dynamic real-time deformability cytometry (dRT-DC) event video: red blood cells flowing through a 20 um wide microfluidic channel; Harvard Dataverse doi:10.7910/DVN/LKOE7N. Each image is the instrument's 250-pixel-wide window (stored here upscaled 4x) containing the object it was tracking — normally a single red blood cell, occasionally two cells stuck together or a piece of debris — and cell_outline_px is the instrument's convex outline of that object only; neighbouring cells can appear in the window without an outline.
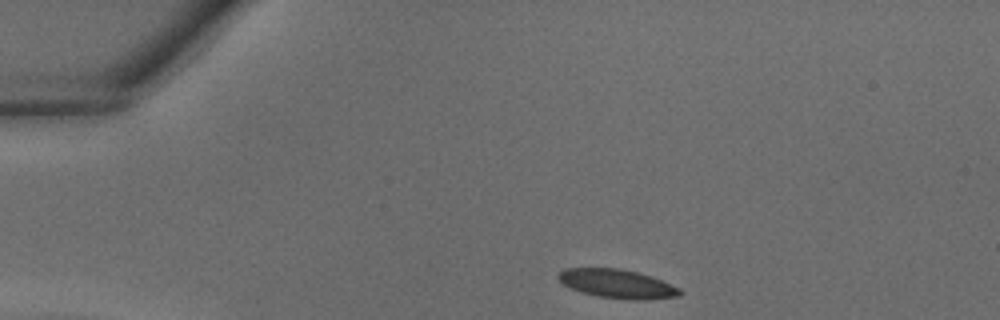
{"species": "common noctule bat (a hibernating species)", "species_latin": "Nyctalus noctula", "temperature_condition": "warm", "stored_images_in_passage": 6, "camera_frame_rate_fps": 3000, "um_per_image_px": 0.085, "animal": {"sex": "male", "body_mass_g": 18.8}, "frame": {"image": 1, "passage_image": 1, "time_ms": 0.0, "image_size_px": [1000, 320], "cell_outline_px": [[684, 292], [680, 296], [644, 300], [636, 300], [596, 296], [572, 288], [564, 284], [556, 276], [564, 268], [620, 268], [636, 272], [660, 280], [680, 288]], "centroid_in_image_um": [52.48, 24.12], "position_along_channel_um": 32.5, "area_um2": 20.17}}
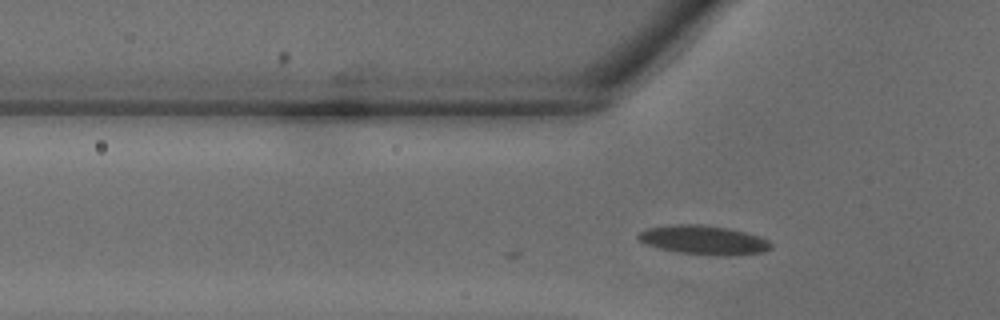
{"frame": {"image": 2, "passage_image": 6, "time_ms": 1.667, "image_size_px": [1000, 320], "cell_outline_px": [[772, 248], [764, 252], [732, 256], [716, 256], [680, 252], [660, 248], [644, 244], [636, 236], [640, 232], [648, 228], [676, 224], [696, 224], [728, 228], [748, 232], [760, 236], [768, 240], [772, 244]], "centroid_in_image_um": [59.87, 20.41], "position_along_channel_um": 65.9, "area_um2": 22.6}}